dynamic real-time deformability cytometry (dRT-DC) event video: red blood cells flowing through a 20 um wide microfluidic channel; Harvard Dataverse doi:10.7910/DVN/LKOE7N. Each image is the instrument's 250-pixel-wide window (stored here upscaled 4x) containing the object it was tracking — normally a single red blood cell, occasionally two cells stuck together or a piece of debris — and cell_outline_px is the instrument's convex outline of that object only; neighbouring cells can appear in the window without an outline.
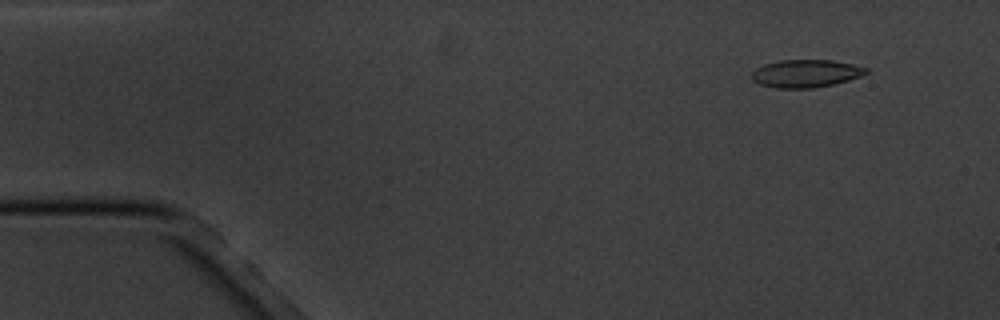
{"species": "common noctule bat (a hibernating species)", "species_latin": "Nyctalus noctula", "temperature_condition": "cold", "stored_images_in_passage": 5, "camera_frame_rate_fps": 3000, "um_per_image_px": 0.085, "animal": {"sex": "male", "body_mass_g": 20.1, "forearm_length_mm": 53.5}, "frame": {"image": 1, "passage_image": 2, "time_ms": 1.0, "image_size_px": [1000, 320], "cell_outline_px": [[868, 72], [860, 76], [848, 80], [832, 84], [812, 88], [776, 88], [760, 84], [752, 80], [752, 72], [756, 68], [764, 64], [780, 60], [832, 60], [852, 64], [868, 68]], "centroid_in_image_um": [68.47, 6.24], "position_along_channel_um": 16.5, "area_um2": 18.38}}
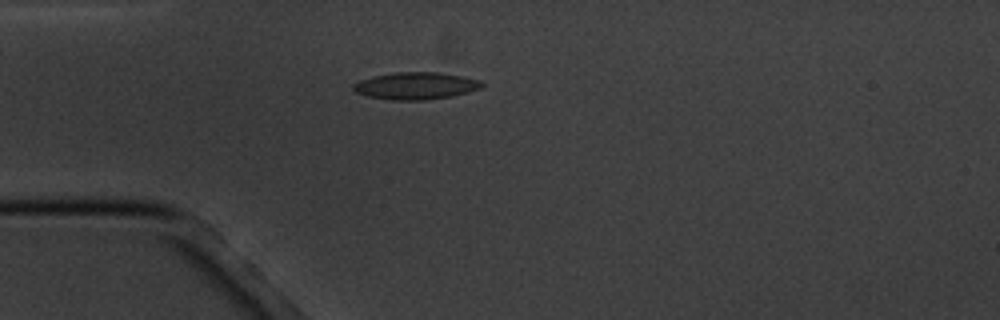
{"frame": {"image": 2, "passage_image": 5, "time_ms": 4.333, "image_size_px": [1000, 320], "cell_outline_px": [[484, 84], [480, 88], [468, 92], [452, 96], [424, 100], [392, 100], [368, 96], [356, 92], [352, 88], [352, 84], [360, 80], [372, 76], [396, 72], [440, 72], [464, 76], [480, 80]], "centroid_in_image_um": [35.34, 7.28], "position_along_channel_um": 49.7, "area_um2": 20.4}}